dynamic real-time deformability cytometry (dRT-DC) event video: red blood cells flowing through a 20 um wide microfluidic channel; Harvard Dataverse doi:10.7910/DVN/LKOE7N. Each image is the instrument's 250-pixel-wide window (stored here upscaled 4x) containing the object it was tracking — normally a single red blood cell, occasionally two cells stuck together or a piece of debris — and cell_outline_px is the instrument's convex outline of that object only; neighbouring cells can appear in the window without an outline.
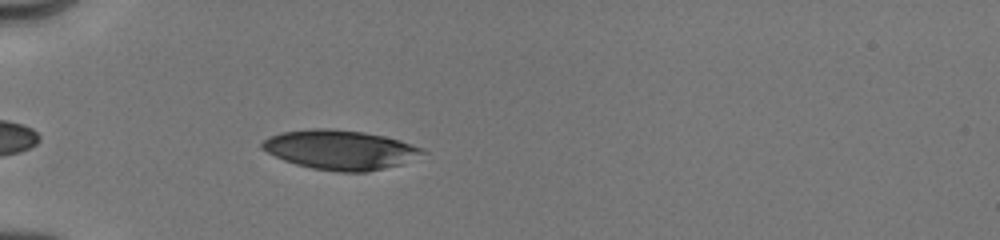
{"species": "human", "species_latin": "Homo sapiens", "temperature_condition": "cold", "stored_images_in_passage": 33, "camera_frame_rate_fps": 3000, "um_per_image_px": 0.085, "donor": {"sex": "male"}, "frame": {"image": 1, "passage_image": 9, "time_ms": 4.333, "image_size_px": [1000, 240], "cell_outline_px": [[428, 152], [400, 164], [368, 172], [336, 172], [312, 168], [296, 164], [284, 160], [260, 148], [260, 144], [268, 136], [280, 132], [312, 128], [328, 128], [364, 132], [384, 136], [400, 140], [424, 148]], "centroid_in_image_um": [28.9, 12.72], "position_along_channel_um": 56.1, "area_um2": 36.99}}
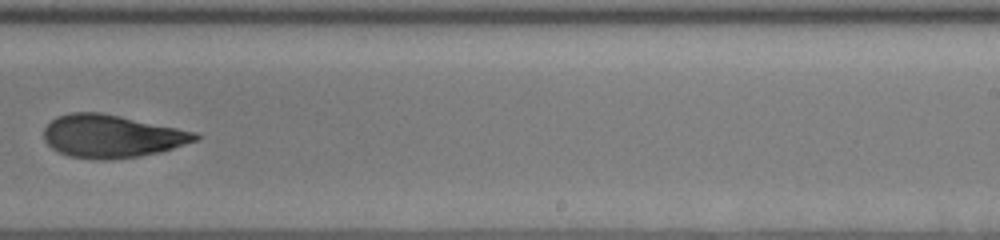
{"frame": {"image": 2, "passage_image": 21, "time_ms": 10.333, "image_size_px": [1000, 240], "cell_outline_px": [[200, 140], [160, 152], [140, 156], [104, 160], [100, 160], [68, 156], [52, 148], [44, 140], [44, 128], [56, 116], [72, 112], [100, 112], [120, 116], [196, 132], [200, 136]], "centroid_in_image_um": [9.5, 11.58], "position_along_channel_um": 279.5, "area_um2": 37.74}}
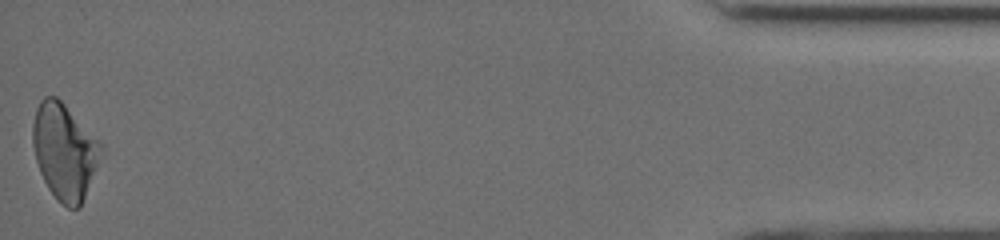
{"frame": {"image": 3, "passage_image": 33, "time_ms": 16.0, "image_size_px": [1000, 240], "cell_outline_px": [[104, 152], [80, 208], [68, 208], [56, 200], [48, 188], [40, 172], [36, 160], [32, 144], [32, 124], [36, 108], [40, 100], [44, 96], [56, 96], [64, 104], [104, 148]], "centroid_in_image_um": [5.47, 12.9], "position_along_channel_um": 429.7, "area_um2": 38.03}, "authors_computed_cell_mechanics": {"area_um2": 37.7434, "velocity_mm_per_s": 4.023, "shape_relaxation_time_tau1_ms": 5.2315, "shape_relaxation_time_tau2_ms": 5.939, "deformation_change_tau1": 0.1558, "deformation_change_tau2": 0.1255}}